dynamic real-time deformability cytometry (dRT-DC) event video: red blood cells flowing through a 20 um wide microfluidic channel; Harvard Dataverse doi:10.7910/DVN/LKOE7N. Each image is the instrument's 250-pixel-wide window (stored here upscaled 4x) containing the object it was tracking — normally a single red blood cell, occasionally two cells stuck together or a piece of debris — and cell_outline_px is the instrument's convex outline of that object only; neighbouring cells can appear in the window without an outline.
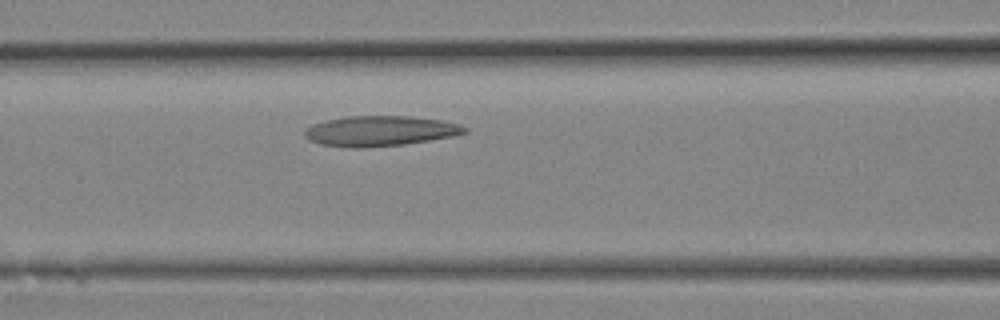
{"species": "Egyptian fruit bat (a non-hibernating species)", "species_latin": "Rousettus aegyptiacus", "temperature_condition": "room temperature", "stored_images_in_passage": 5, "camera_frame_rate_fps": 3000, "um_per_image_px": 0.085, "animal": {"sex": "female"}, "frame": {"image": 1, "passage_image": 5, "time_ms": 1.333, "image_size_px": [1000, 320], "cell_outline_px": [[468, 132], [452, 136], [404, 144], [360, 148], [352, 148], [320, 144], [308, 140], [304, 136], [304, 132], [312, 124], [328, 120], [348, 116], [408, 116], [440, 120], [460, 124], [468, 128]], "centroid_in_image_um": [32.3, 11.13], "position_along_channel_um": 134.3, "area_um2": 28.03}}